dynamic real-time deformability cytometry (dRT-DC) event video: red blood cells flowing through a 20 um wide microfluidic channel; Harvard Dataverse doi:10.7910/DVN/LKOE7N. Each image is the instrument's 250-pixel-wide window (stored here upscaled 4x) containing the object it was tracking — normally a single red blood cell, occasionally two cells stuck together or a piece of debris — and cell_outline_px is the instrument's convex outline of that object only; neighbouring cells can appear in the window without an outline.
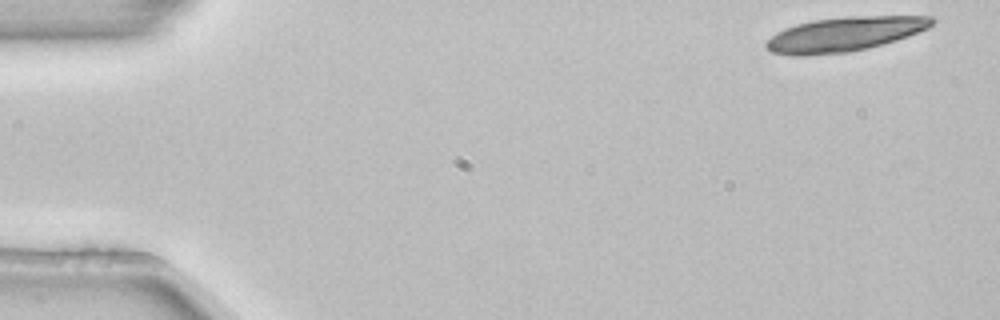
{"species": "common noctule bat (a hibernating species)", "species_latin": "Nyctalus noctula", "temperature_condition": "room temperature", "stored_images_in_passage": 5, "camera_frame_rate_fps": 3000, "um_per_image_px": 0.085, "animal": {"sex": "female", "body_mass_g": 22.7, "forearm_length_mm": 54.2}, "frame": {"image": 1, "passage_image": 1, "time_ms": 0.0, "image_size_px": [1000, 320], "cell_outline_px": [[940, 20], [928, 28], [896, 40], [868, 48], [848, 52], [804, 56], [792, 56], [772, 52], [764, 48], [764, 44], [776, 32], [784, 28], [796, 24], [812, 20], [848, 16], [936, 16]], "centroid_in_image_um": [71.79, 2.9], "position_along_channel_um": 13.2, "area_um2": 33.58}}